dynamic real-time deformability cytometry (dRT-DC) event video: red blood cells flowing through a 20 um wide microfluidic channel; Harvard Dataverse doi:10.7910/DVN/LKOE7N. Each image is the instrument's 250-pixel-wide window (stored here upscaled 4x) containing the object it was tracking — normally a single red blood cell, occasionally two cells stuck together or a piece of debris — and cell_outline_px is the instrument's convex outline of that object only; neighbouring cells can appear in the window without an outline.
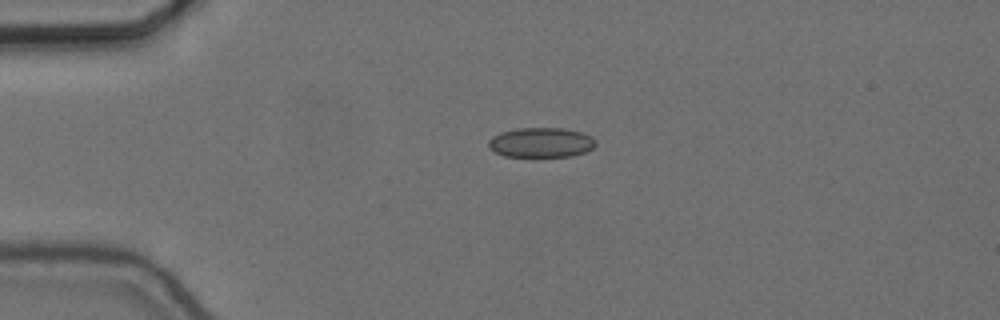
{"species": "common noctule bat (a hibernating species)", "species_latin": "Nyctalus noctula", "temperature_condition": "cold", "stored_images_in_passage": 44, "camera_frame_rate_fps": 3000, "um_per_image_px": 0.085, "animal": {"sex": "female", "body_mass_g": 24.6, "forearm_length_mm": 56.2}, "frame": {"image": 1, "passage_image": 1, "time_ms": 0.0, "image_size_px": [1000, 320], "cell_outline_px": [[596, 144], [592, 148], [584, 152], [572, 156], [504, 156], [488, 148], [488, 140], [492, 136], [500, 132], [520, 128], [564, 128], [584, 132], [592, 136], [596, 140]], "centroid_in_image_um": [46.0, 12.1], "position_along_channel_um": 39.0, "area_um2": 18.73}}
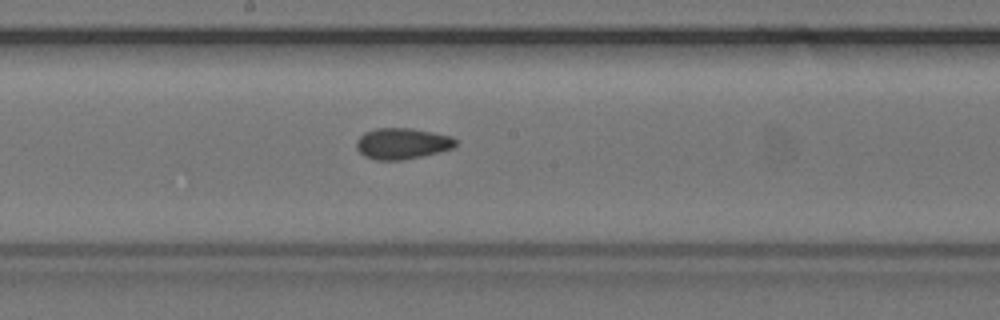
{"frame": {"image": 2, "passage_image": 18, "time_ms": 5.667, "image_size_px": [1000, 320], "cell_outline_px": [[456, 144], [452, 148], [420, 156], [400, 160], [376, 160], [364, 156], [356, 148], [356, 140], [364, 132], [376, 128], [412, 128], [452, 136], [456, 140]], "centroid_in_image_um": [34.14, 12.19], "position_along_channel_um": 214.1, "area_um2": 17.86}}
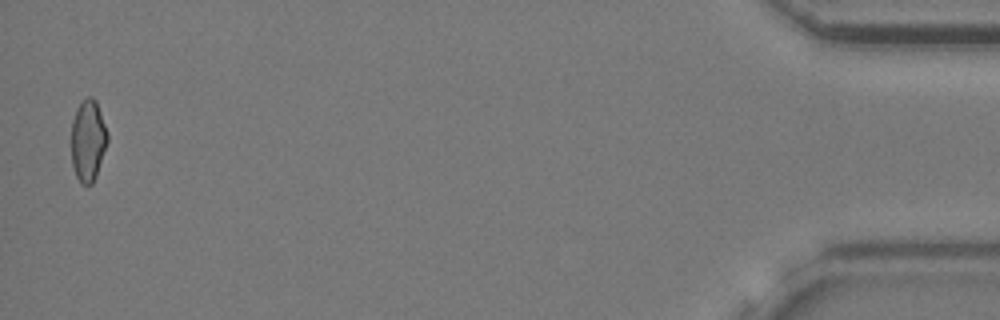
{"frame": {"image": 3, "passage_image": 43, "time_ms": 14.0, "image_size_px": [1000, 320], "cell_outline_px": [[108, 140], [96, 176], [92, 184], [80, 184], [76, 176], [72, 164], [72, 120], [76, 108], [88, 96], [92, 96], [96, 100], [108, 132]], "centroid_in_image_um": [7.49, 11.93], "position_along_channel_um": 427.7, "area_um2": 17.17}, "authors_computed_cell_mechanics": {"area_um2": 17.9758, "velocity_mm_per_s": 3.6737, "shape_relaxation_time_tau1_ms": null, "shape_relaxation_time_tau2_ms": 2.5827, "deformation_change_tau1": null, "deformation_change_tau2": 0.0831}}